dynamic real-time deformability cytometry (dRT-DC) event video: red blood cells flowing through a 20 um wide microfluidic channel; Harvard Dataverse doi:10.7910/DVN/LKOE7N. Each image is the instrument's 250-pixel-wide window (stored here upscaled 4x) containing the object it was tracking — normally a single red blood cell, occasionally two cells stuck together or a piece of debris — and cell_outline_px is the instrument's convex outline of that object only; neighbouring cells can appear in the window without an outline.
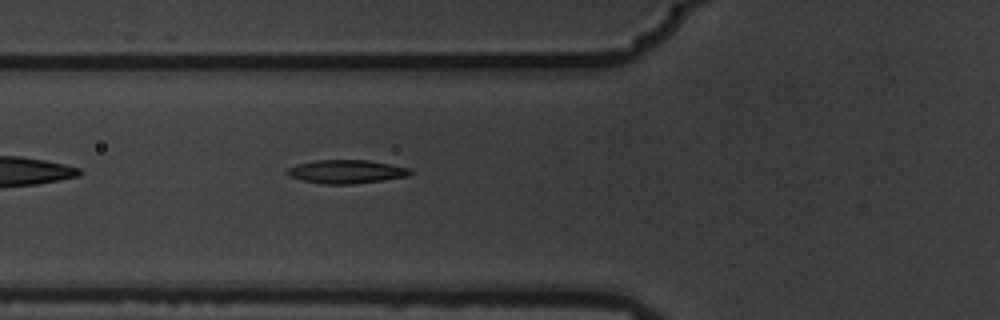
{"species": "common noctule bat (a hibernating species)", "species_latin": "Nyctalus noctula", "temperature_condition": "warm", "stored_images_in_passage": 7, "camera_frame_rate_fps": 3000, "um_per_image_px": 0.085, "animal": {"sex": "male", "body_mass_g": 19.5, "forearm_length_mm": 54.6}, "frame": {"image": 1, "passage_image": 6, "time_ms": 1.667, "image_size_px": [1000, 320], "cell_outline_px": [[412, 172], [408, 176], [384, 180], [352, 184], [324, 184], [304, 180], [288, 176], [284, 172], [288, 168], [300, 164], [316, 160], [368, 160], [392, 164], [408, 168]], "centroid_in_image_um": [29.45, 14.59], "position_along_channel_um": 96.4, "area_um2": 16.76}}